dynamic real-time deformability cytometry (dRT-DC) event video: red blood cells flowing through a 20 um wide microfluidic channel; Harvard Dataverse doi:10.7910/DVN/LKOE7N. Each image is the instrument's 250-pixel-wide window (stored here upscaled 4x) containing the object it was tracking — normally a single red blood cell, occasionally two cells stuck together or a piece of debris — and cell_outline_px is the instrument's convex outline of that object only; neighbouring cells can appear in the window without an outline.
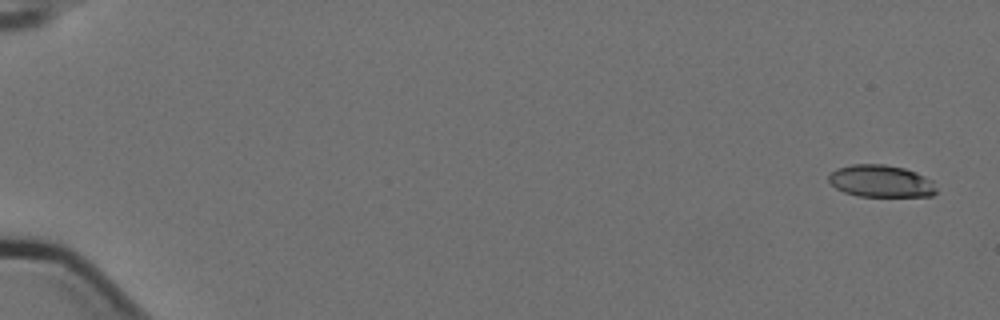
{"species": "Egyptian fruit bat (a non-hibernating species)", "species_latin": "Rousettus aegyptiacus", "temperature_condition": "cold", "stored_images_in_passage": 6, "camera_frame_rate_fps": 3000, "um_per_image_px": 0.085, "animal": {"sex": "female"}, "frame": {"image": 1, "passage_image": 1, "time_ms": 0.0, "image_size_px": [1000, 320], "cell_outline_px": [[936, 192], [932, 196], [860, 196], [844, 192], [836, 188], [828, 180], [828, 176], [836, 168], [852, 164], [884, 164], [904, 168], [916, 172], [932, 180], [936, 188]], "centroid_in_image_um": [74.88, 15.39], "position_along_channel_um": 10.1, "area_um2": 20.17}}